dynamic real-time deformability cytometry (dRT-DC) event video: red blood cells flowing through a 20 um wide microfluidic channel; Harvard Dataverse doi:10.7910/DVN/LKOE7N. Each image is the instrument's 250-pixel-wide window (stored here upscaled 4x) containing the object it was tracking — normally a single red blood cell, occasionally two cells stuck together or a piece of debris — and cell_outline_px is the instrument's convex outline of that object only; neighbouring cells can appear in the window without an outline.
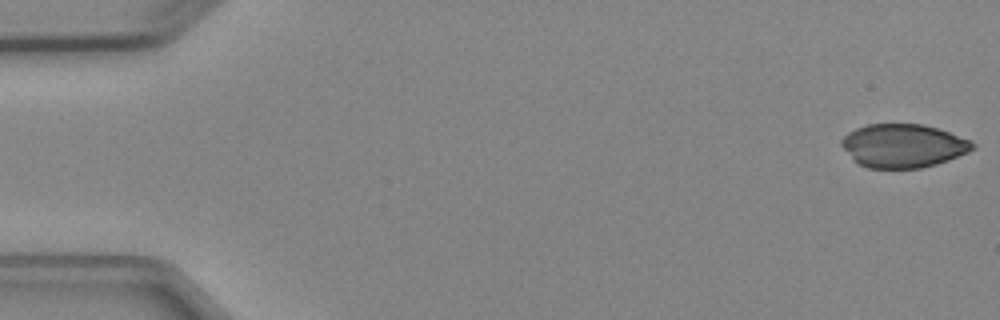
{"species": "Egyptian fruit bat (a non-hibernating species)", "species_latin": "Rousettus aegyptiacus", "temperature_condition": "cold", "stored_images_in_passage": 5, "camera_frame_rate_fps": 3000, "um_per_image_px": 0.085, "animal": {"sex": "female"}, "frame": {"image": 1, "passage_image": 1, "time_ms": 0.0, "image_size_px": [1000, 320], "cell_outline_px": [[976, 144], [968, 152], [948, 160], [936, 164], [920, 168], [868, 168], [852, 160], [840, 144], [840, 140], [848, 132], [856, 128], [868, 124], [924, 124], [972, 140]], "centroid_in_image_um": [76.74, 12.39], "position_along_channel_um": 8.3, "area_um2": 33.23}}